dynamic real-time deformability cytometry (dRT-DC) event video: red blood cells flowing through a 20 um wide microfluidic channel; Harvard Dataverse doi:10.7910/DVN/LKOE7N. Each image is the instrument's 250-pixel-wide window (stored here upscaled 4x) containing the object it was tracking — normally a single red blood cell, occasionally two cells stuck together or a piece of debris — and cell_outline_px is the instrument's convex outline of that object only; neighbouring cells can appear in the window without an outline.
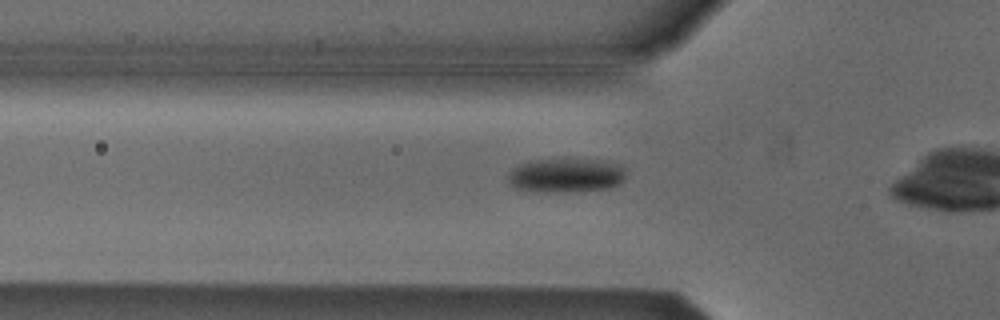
{"species": "Egyptian fruit bat (a non-hibernating species)", "species_latin": "Rousettus aegyptiacus", "temperature_condition": "cold", "stored_images_in_passage": 14, "camera_frame_rate_fps": 3000, "um_per_image_px": 0.085, "animal": {"sex": "male"}, "frame": {"image": 1, "passage_image": 5, "time_ms": 1.333, "image_size_px": [1000, 320], "cell_outline_px": [[624, 180], [616, 188], [572, 192], [536, 192], [516, 188], [508, 180], [508, 176], [512, 168], [528, 160], [568, 156], [600, 160], [616, 164], [624, 168]], "centroid_in_image_um": [48.12, 14.87], "position_along_channel_um": 77.7, "area_um2": 24.62}}
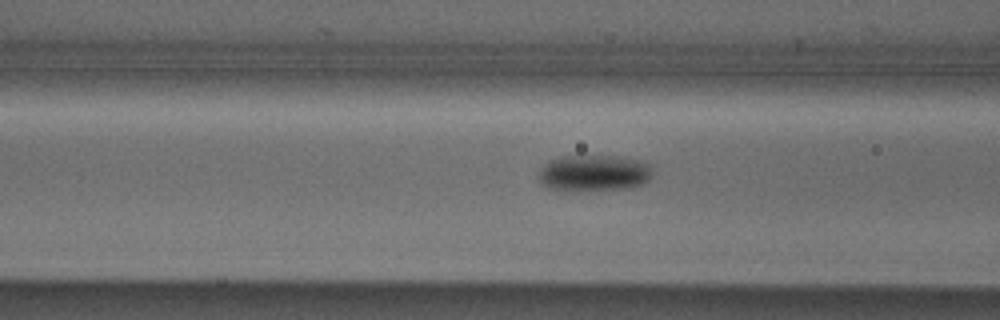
{"frame": {"image": 2, "passage_image": 8, "time_ms": 2.333, "image_size_px": [1000, 320], "cell_outline_px": [[652, 176], [644, 184], [632, 188], [564, 192], [560, 192], [548, 188], [540, 180], [540, 168], [548, 160], [560, 156], [624, 156], [640, 160], [648, 164], [652, 172]], "centroid_in_image_um": [50.48, 14.72], "position_along_channel_um": 116.1, "area_um2": 24.74}}
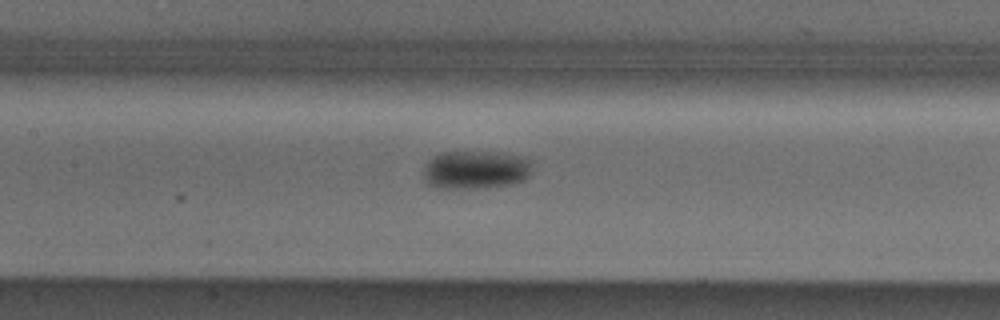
{"frame": {"image": 3, "passage_image": 12, "time_ms": 3.667, "image_size_px": [1000, 320], "cell_outline_px": [[528, 176], [524, 180], [512, 184], [476, 188], [436, 188], [428, 184], [424, 180], [424, 164], [432, 156], [440, 152], [504, 152], [520, 156], [528, 160]], "centroid_in_image_um": [40.34, 14.42], "position_along_channel_um": 167.1, "area_um2": 24.28}}